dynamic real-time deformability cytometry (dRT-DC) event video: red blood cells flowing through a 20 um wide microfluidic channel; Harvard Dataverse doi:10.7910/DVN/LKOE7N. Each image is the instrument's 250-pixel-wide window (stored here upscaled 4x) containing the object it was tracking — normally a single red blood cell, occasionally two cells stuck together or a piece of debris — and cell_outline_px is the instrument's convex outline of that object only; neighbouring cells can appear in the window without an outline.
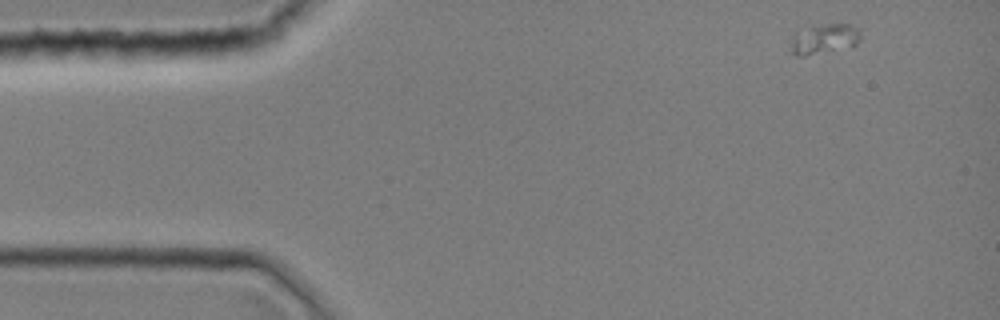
{"species": "common noctule bat (a hibernating species)", "species_latin": "Nyctalus noctula", "temperature_condition": "room temperature", "stored_images_in_passage": 42, "camera_frame_rate_fps": 3000, "um_per_image_px": 0.085, "animal": {"sex": "female", "body_mass_g": 19.0, "forearm_length_mm": 51.5}, "frame": {"image": 1, "passage_image": 1, "time_ms": 0.0, "image_size_px": [1000, 320], "cell_outline_px": [[860, 40], [856, 44], [804, 56], [796, 56], [792, 52], [792, 44], [796, 32], [828, 24], [852, 24], [860, 28]], "centroid_in_image_um": [70.12, 3.3], "position_along_channel_um": 14.9, "area_um2": 11.56}}
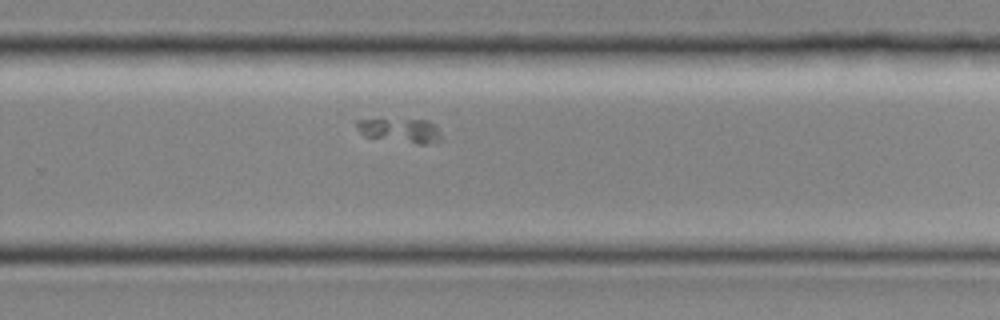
{"frame": {"image": 2, "passage_image": 27, "time_ms": 8.667, "image_size_px": [1000, 320], "cell_outline_px": [[440, 140], [424, 144], [416, 144], [364, 136], [356, 128], [356, 120], [428, 120], [440, 132]], "centroid_in_image_um": [34.0, 11.1], "position_along_channel_um": 295.8, "area_um2": 11.62}}
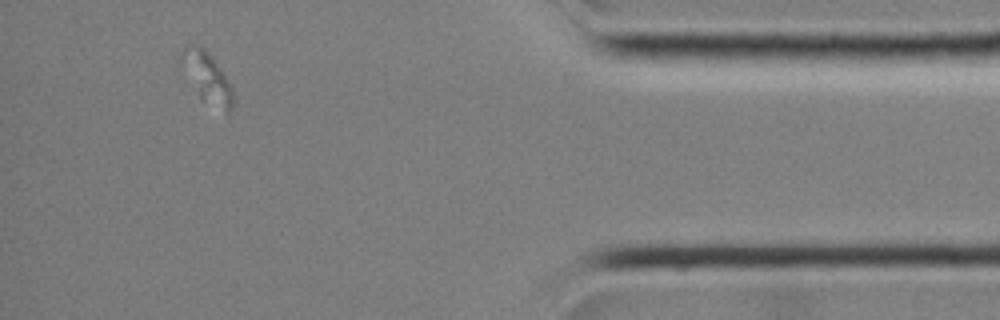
{"frame": {"image": 3, "passage_image": 38, "time_ms": 12.333, "image_size_px": [1000, 320], "cell_outline_px": [[236, 100], [228, 116], [200, 100], [192, 56], [200, 48], [204, 48], [212, 56], [220, 68], [232, 88]], "centroid_in_image_um": [18.08, 7.04], "position_along_channel_um": 417.1, "area_um2": 12.14}}